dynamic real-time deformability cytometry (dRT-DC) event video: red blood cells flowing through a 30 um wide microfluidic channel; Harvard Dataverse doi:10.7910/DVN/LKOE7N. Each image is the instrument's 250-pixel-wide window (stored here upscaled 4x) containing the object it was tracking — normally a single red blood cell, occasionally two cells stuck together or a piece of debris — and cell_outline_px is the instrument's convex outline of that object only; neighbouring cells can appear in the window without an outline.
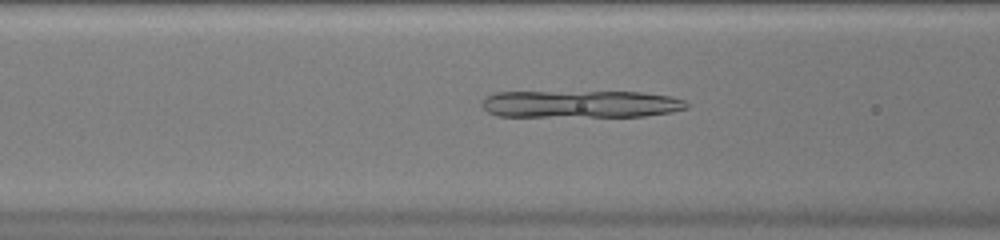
{"species": "common noctule bat (a hibernating species)", "species_latin": "Nyctalus noctula", "temperature_condition": "warm", "stored_images_in_passage": 42, "camera_frame_rate_fps": 3000, "um_per_image_px": 0.085, "animal": {"sex": "female", "body_mass_g": 20.0, "forearm_length_mm": 54.0}, "frame": {"image": 1, "passage_image": 13, "time_ms": 4.0, "image_size_px": [1000, 240], "cell_outline_px": [[688, 108], [672, 112], [644, 116], [496, 116], [488, 112], [480, 104], [484, 96], [496, 92], [640, 92], [672, 96], [684, 100], [688, 104]], "centroid_in_image_um": [49.34, 8.84], "position_along_channel_um": 117.3, "area_um2": 32.71}}
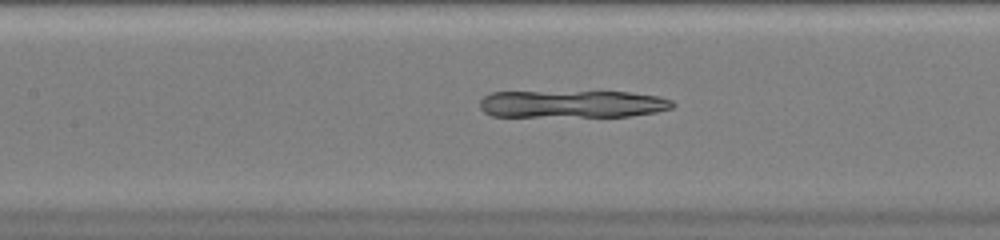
{"frame": {"image": 2, "passage_image": 16, "time_ms": 5.0, "image_size_px": [1000, 240], "cell_outline_px": [[676, 104], [672, 108], [656, 112], [628, 116], [492, 116], [484, 112], [480, 108], [480, 100], [484, 96], [492, 92], [628, 92], [660, 96], [672, 100]], "centroid_in_image_um": [48.66, 8.84], "position_along_channel_um": 158.7, "area_um2": 30.75}}